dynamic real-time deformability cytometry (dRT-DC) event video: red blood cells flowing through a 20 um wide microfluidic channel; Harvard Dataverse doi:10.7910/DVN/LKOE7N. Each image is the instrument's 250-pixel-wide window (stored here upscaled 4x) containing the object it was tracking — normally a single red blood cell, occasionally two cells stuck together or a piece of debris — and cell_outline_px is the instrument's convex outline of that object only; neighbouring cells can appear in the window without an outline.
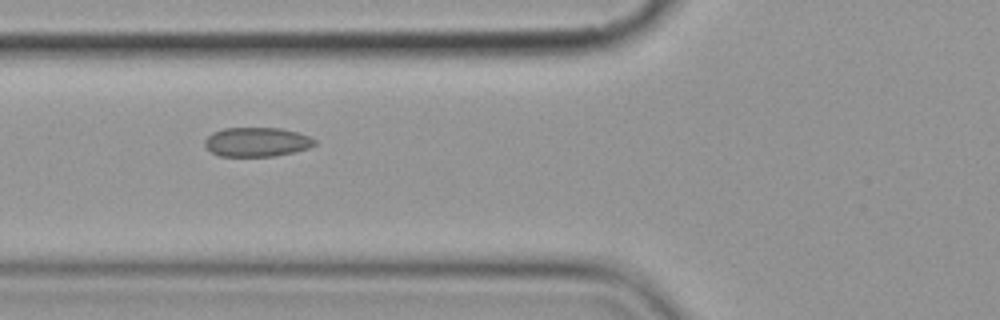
{"species": "common noctule bat (a hibernating species)", "species_latin": "Nyctalus noctula", "temperature_condition": "cold", "stored_images_in_passage": 7, "camera_frame_rate_fps": 3000, "um_per_image_px": 0.085, "animal": {"sex": "female", "body_mass_g": 19.9}, "frame": {"image": 1, "passage_image": 6, "time_ms": 5.667, "image_size_px": [1000, 320], "cell_outline_px": [[316, 144], [308, 148], [292, 152], [272, 156], [220, 156], [212, 152], [204, 144], [204, 140], [212, 132], [224, 128], [280, 128], [296, 132], [308, 136], [316, 140]], "centroid_in_image_um": [21.81, 12.06], "position_along_channel_um": 104.0, "area_um2": 18.55}}
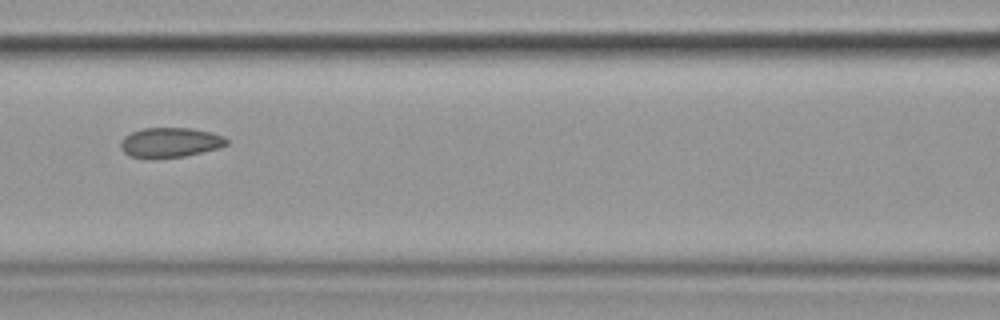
{"frame": {"image": 2, "passage_image": 7, "time_ms": 7.0, "image_size_px": [1000, 320], "cell_outline_px": [[228, 144], [216, 148], [184, 156], [128, 156], [120, 148], [120, 140], [124, 136], [132, 132], [144, 128], [192, 128], [212, 132], [224, 136], [228, 140]], "centroid_in_image_um": [14.46, 12.07], "position_along_channel_um": 152.1, "area_um2": 17.92}}